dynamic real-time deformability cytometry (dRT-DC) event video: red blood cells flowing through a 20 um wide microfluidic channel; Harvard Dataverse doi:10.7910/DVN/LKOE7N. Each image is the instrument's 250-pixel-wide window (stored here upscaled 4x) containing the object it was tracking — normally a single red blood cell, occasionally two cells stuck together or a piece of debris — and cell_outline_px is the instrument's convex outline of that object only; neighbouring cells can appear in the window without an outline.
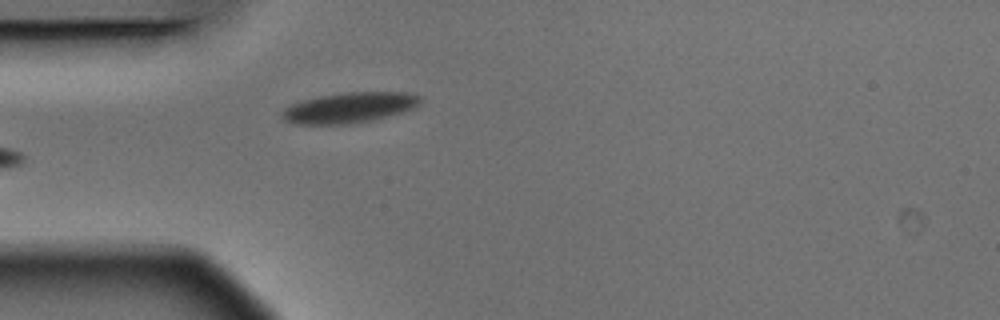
{"species": "Egyptian fruit bat (a non-hibernating species)", "species_latin": "Rousettus aegyptiacus", "temperature_condition": "warm", "stored_images_in_passage": 4, "camera_frame_rate_fps": 3000, "um_per_image_px": 0.085, "animal": {"sex": "male"}, "frame": {"image": 1, "passage_image": 4, "time_ms": 1.0, "image_size_px": [1000, 320], "cell_outline_px": [[420, 104], [416, 108], [368, 120], [344, 124], [296, 124], [284, 120], [284, 108], [288, 104], [320, 96], [344, 92], [408, 92], [420, 96]], "centroid_in_image_um": [29.7, 9.13], "position_along_channel_um": 55.3, "area_um2": 24.16}}